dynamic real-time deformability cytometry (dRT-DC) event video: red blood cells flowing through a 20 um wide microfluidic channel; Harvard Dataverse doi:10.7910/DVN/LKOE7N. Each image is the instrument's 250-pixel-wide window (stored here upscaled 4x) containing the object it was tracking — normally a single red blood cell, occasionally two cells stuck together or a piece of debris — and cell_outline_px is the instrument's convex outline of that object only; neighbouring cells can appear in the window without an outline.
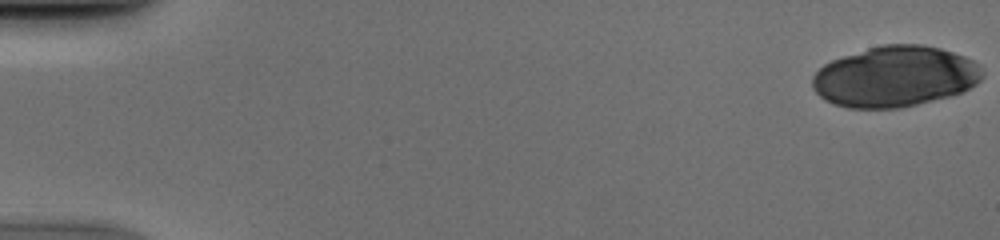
{"species": "human", "species_latin": "Homo sapiens", "temperature_condition": "cold", "stored_images_in_passage": 41, "camera_frame_rate_fps": 3000, "um_per_image_px": 0.085, "donor": {"sex": "male"}, "frame": {"image": 1, "passage_image": 1, "time_ms": 0.0, "image_size_px": [1000, 240], "cell_outline_px": [[984, 76], [976, 84], [964, 92], [952, 96], [900, 108], [848, 108], [832, 104], [824, 100], [812, 88], [812, 76], [824, 64], [832, 60], [880, 44], [924, 44], [940, 48], [964, 56], [980, 64], [984, 72]], "centroid_in_image_um": [76.1, 6.51], "position_along_channel_um": 8.9, "area_um2": 60.69}}
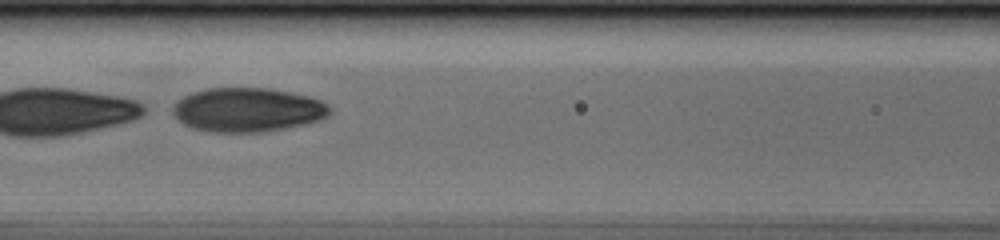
{"frame": {"image": 2, "passage_image": 25, "time_ms": 8.0, "image_size_px": [1000, 240], "cell_outline_px": [[332, 112], [328, 116], [320, 120], [304, 124], [284, 128], [260, 132], [212, 132], [192, 128], [184, 124], [172, 112], [172, 104], [176, 100], [192, 92], [208, 88], [268, 88], [308, 96], [320, 100], [328, 104], [332, 108]], "centroid_in_image_um": [21.04, 9.33], "position_along_channel_um": 145.6, "area_um2": 40.4}}
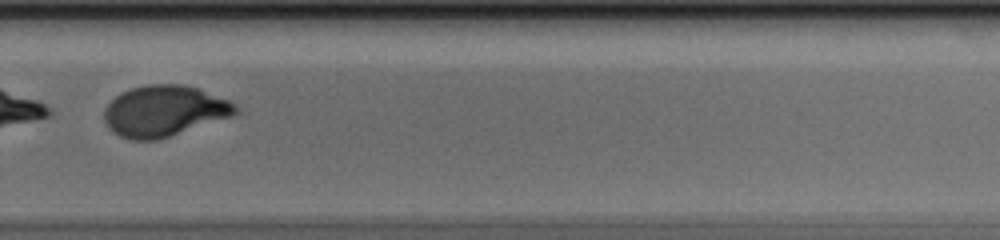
{"frame": {"image": 3, "passage_image": 38, "time_ms": 12.333, "image_size_px": [1000, 240], "cell_outline_px": [[244, 112], [232, 116], [156, 140], [128, 140], [112, 132], [108, 128], [104, 120], [104, 108], [120, 92], [132, 88], [148, 84], [184, 84], [200, 88], [228, 100], [236, 104]], "centroid_in_image_um": [13.98, 9.42], "position_along_channel_um": 315.8, "area_um2": 39.3}}